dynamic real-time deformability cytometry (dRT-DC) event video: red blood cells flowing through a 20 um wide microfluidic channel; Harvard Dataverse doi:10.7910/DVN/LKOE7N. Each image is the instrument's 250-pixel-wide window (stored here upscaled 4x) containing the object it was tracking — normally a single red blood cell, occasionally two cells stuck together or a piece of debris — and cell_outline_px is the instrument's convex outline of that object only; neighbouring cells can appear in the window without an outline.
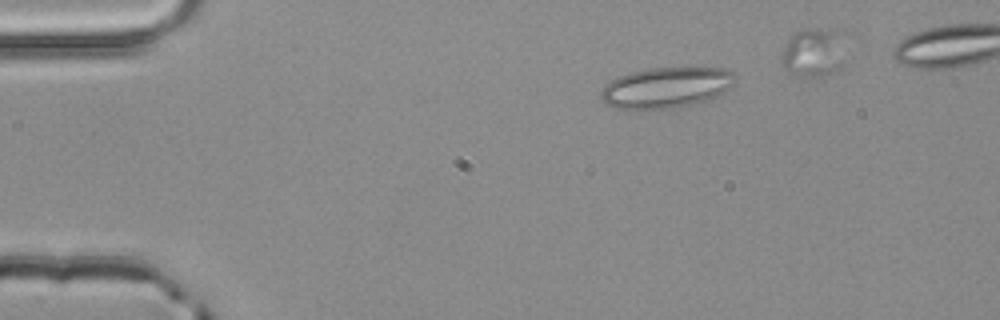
{"species": "common noctule bat (a hibernating species)", "species_latin": "Nyctalus noctula", "temperature_condition": "room temperature", "stored_images_in_passage": 4, "camera_frame_rate_fps": 3000, "um_per_image_px": 0.085, "animal": {"sex": "male", "body_mass_g": 20.4}, "frame": {"image": 1, "passage_image": 1, "time_ms": 0.0, "image_size_px": [1000, 320], "cell_outline_px": [[740, 76], [736, 84], [724, 92], [716, 96], [692, 104], [672, 108], [612, 108], [600, 96], [600, 92], [612, 80], [620, 76], [632, 72], [648, 68], [724, 68], [736, 72]], "centroid_in_image_um": [56.74, 7.42], "position_along_channel_um": 28.3, "area_um2": 31.67}}